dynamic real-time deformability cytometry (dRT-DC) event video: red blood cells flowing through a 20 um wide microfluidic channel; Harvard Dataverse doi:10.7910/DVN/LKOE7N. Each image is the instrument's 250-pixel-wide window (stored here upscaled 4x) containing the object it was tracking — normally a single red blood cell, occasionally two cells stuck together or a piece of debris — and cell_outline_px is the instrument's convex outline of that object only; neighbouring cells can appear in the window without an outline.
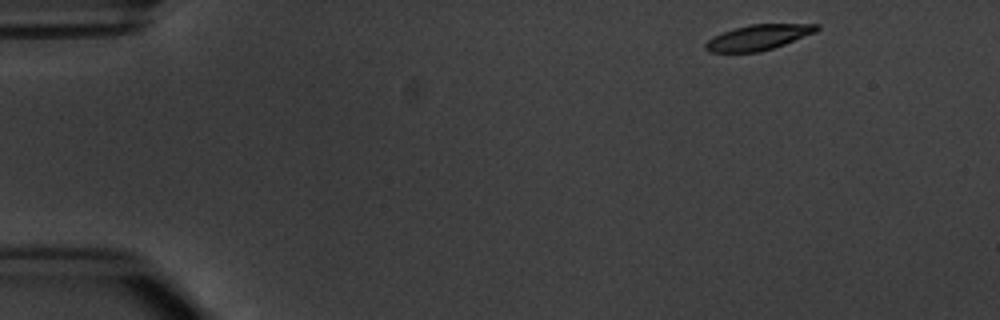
{"species": "common noctule bat (a hibernating species)", "species_latin": "Nyctalus noctula", "temperature_condition": "warm", "stored_images_in_passage": 5, "segment_of_instrument_passage": [1, 2], "camera_frame_rate_fps": 3000, "um_per_image_px": 0.085, "animal": {"sex": "male", "body_mass_g": 20.1, "forearm_length_mm": 53.5}, "frame": {"image": 1, "passage_image": 1, "time_ms": 0.0, "image_size_px": [1000, 320], "cell_outline_px": [[820, 28], [816, 32], [784, 44], [760, 52], [708, 52], [704, 48], [704, 44], [708, 40], [732, 28], [752, 24], [820, 24]], "centroid_in_image_um": [64.46, 3.17], "position_along_channel_um": 20.5, "area_um2": 16.3}}